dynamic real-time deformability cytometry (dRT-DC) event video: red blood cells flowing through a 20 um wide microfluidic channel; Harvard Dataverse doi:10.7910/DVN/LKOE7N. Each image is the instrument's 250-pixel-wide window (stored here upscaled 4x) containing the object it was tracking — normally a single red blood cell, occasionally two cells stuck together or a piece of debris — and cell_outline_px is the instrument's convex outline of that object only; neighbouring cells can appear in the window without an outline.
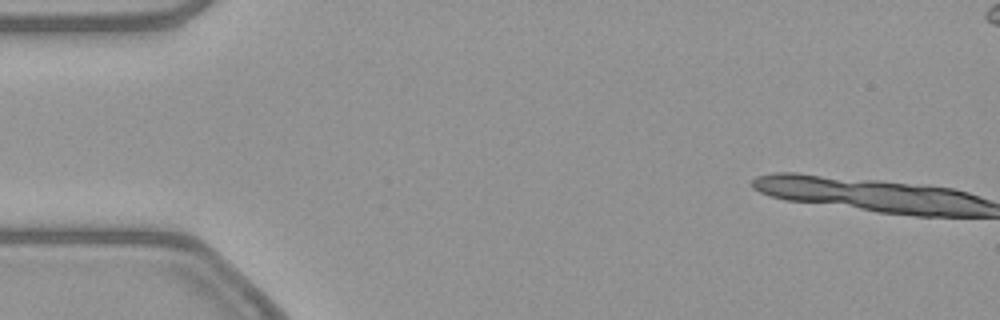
{"species": "common noctule bat (a hibernating species)", "species_latin": "Nyctalus noctula", "temperature_condition": "warm", "stored_images_in_passage": 1, "camera_frame_rate_fps": 3000, "um_per_image_px": 0.085, "animal": {"sex": "female", "body_mass_g": 21.9}, "frame": {"image": 1, "passage_image": 1, "time_ms": 0.0, "image_size_px": [1000, 320], "cell_outline_px": [[200, 276], [16, 260], [20, 256], [64, 256], [176, 260], [188, 264], [196, 268], [200, 272]], "centroid_in_image_um": [10.23, 22.43], "position_along_channel_um": 74.8, "area_um2": 12.77}}